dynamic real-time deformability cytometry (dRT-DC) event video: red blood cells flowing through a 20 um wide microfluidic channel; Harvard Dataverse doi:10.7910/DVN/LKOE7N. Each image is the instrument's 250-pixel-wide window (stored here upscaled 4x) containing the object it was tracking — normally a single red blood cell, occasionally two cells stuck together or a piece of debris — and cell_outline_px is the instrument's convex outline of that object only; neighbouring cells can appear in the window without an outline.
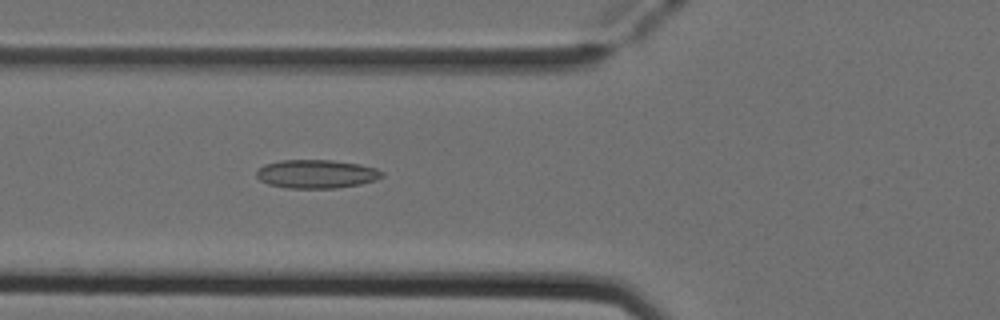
{"species": "Egyptian fruit bat (a non-hibernating species)", "species_latin": "Rousettus aegyptiacus", "temperature_condition": "cold", "stored_images_in_passage": 51, "camera_frame_rate_fps": 3000, "um_per_image_px": 0.085, "animal": {"sex": "female"}, "frame": {"image": 1, "passage_image": 19, "time_ms": 6.0, "image_size_px": [1000, 320], "cell_outline_px": [[384, 176], [376, 180], [360, 184], [336, 188], [288, 188], [268, 184], [260, 180], [256, 176], [256, 172], [264, 164], [280, 160], [332, 160], [360, 164], [376, 168], [384, 172]], "centroid_in_image_um": [26.91, 14.78], "position_along_channel_um": 98.9, "area_um2": 20.98}}
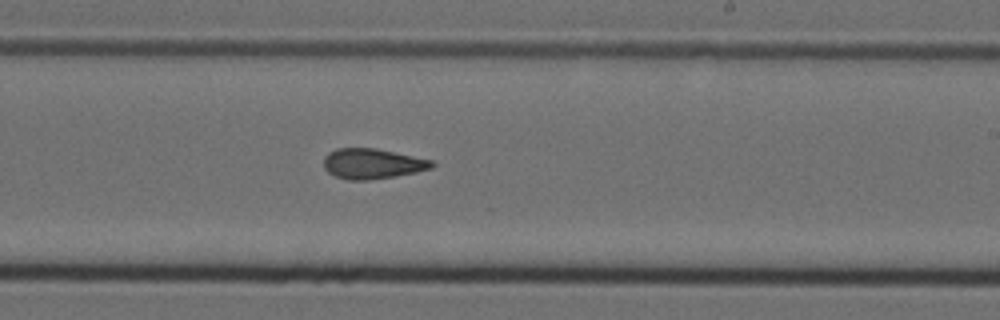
{"frame": {"image": 2, "passage_image": 31, "time_ms": 10.0, "image_size_px": [1000, 320], "cell_outline_px": [[436, 164], [432, 168], [416, 172], [396, 176], [368, 180], [348, 180], [336, 176], [328, 172], [324, 168], [324, 156], [328, 152], [336, 148], [376, 148], [432, 160]], "centroid_in_image_um": [31.64, 13.91], "position_along_channel_um": 257.4, "area_um2": 19.13}}
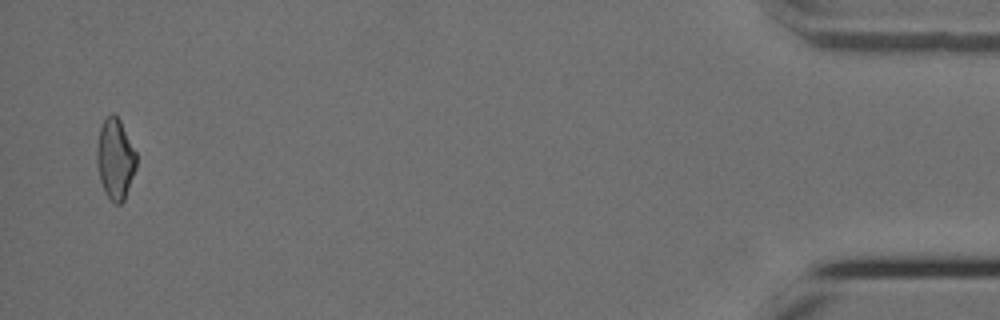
{"frame": {"image": 3, "passage_image": 50, "time_ms": 16.333, "image_size_px": [1000, 320], "cell_outline_px": [[136, 168], [124, 200], [120, 204], [112, 204], [104, 192], [100, 180], [96, 164], [96, 148], [100, 128], [104, 120], [112, 112], [120, 120], [136, 152]], "centroid_in_image_um": [9.78, 13.54], "position_along_channel_um": 425.4, "area_um2": 18.67}, "authors_computed_cell_mechanics": {"area_um2": 19.4786, "velocity_mm_per_s": 3.9534, "shape_relaxation_time_tau1_ms": null, "shape_relaxation_time_tau2_ms": 3.9544, "deformation_change_tau1": null, "deformation_change_tau2": 0.1272}}